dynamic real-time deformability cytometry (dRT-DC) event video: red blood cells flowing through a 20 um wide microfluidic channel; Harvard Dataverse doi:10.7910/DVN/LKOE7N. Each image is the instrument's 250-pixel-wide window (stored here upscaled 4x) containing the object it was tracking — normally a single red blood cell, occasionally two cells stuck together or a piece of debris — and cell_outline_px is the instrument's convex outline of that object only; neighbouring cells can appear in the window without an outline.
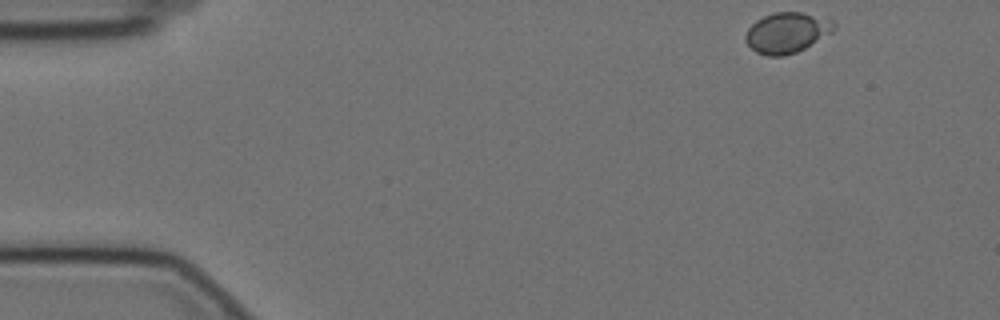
{"species": "Egyptian fruit bat (a non-hibernating species)", "species_latin": "Rousettus aegyptiacus", "temperature_condition": "cold", "stored_images_in_passage": 4, "camera_frame_rate_fps": 3000, "um_per_image_px": 0.085, "animal": {"sex": "female"}, "frame": {"image": 1, "passage_image": 1, "time_ms": 0.0, "image_size_px": [1000, 320], "cell_outline_px": [[836, 28], [832, 32], [804, 48], [796, 52], [784, 56], [768, 56], [756, 52], [744, 40], [744, 36], [748, 28], [756, 20], [764, 16], [776, 12], [800, 12], [828, 16], [836, 24]], "centroid_in_image_um": [66.91, 2.76], "position_along_channel_um": 18.1, "area_um2": 21.04}}